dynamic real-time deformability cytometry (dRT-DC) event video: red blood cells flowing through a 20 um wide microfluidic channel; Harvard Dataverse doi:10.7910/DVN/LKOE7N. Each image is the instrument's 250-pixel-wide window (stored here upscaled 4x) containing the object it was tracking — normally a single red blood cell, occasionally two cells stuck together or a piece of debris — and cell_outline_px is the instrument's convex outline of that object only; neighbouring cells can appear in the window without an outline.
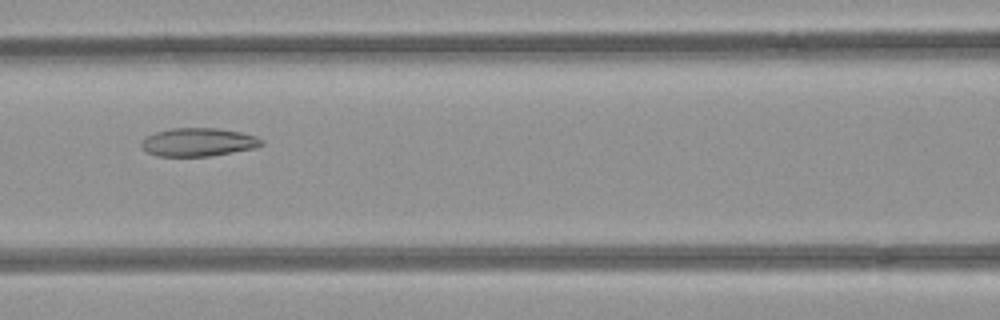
{"species": "common noctule bat (a hibernating species)", "species_latin": "Nyctalus noctula", "temperature_condition": "room temperature", "stored_images_in_passage": 38, "camera_frame_rate_fps": 3000, "um_per_image_px": 0.085, "animal": {"sex": "female", "body_mass_g": 21.9}, "frame": {"image": 1, "passage_image": 9, "time_ms": 2.667, "image_size_px": [1000, 320], "cell_outline_px": [[264, 144], [256, 148], [212, 156], [156, 156], [148, 152], [140, 144], [148, 136], [156, 132], [172, 128], [216, 128], [240, 132], [256, 136], [264, 140]], "centroid_in_image_um": [16.91, 12.09], "position_along_channel_um": 149.7, "area_um2": 19.77}}
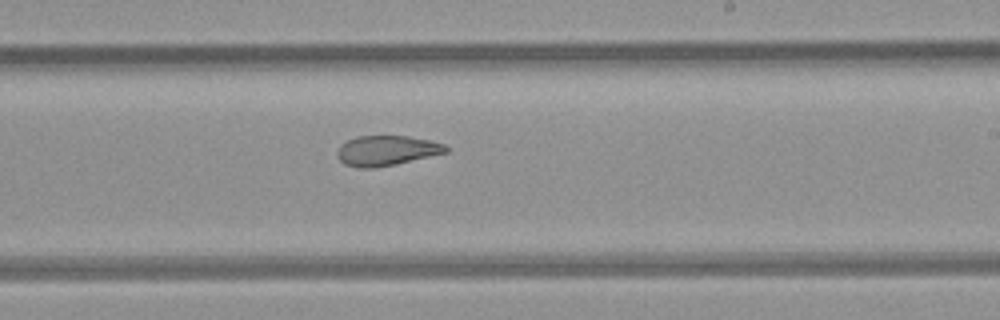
{"frame": {"image": 2, "passage_image": 17, "time_ms": 5.333, "image_size_px": [1000, 320], "cell_outline_px": [[448, 152], [396, 164], [376, 168], [360, 168], [344, 164], [340, 160], [336, 152], [340, 144], [356, 136], [408, 136], [428, 140], [444, 144], [448, 148]], "centroid_in_image_um": [32.83, 12.8], "position_along_channel_um": 256.2, "area_um2": 19.02}}
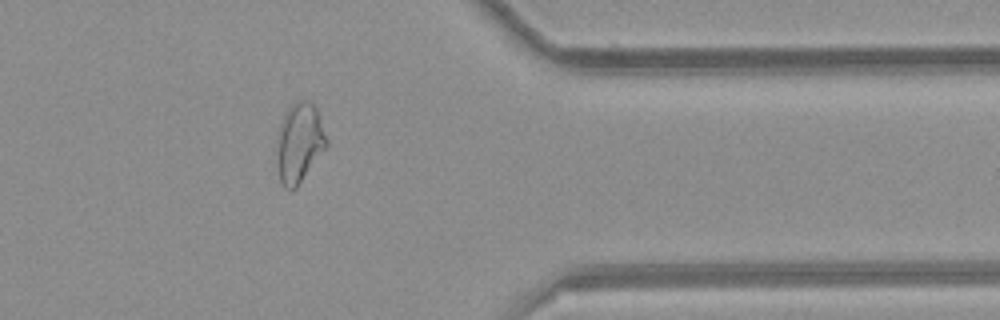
{"frame": {"image": 3, "passage_image": 28, "time_ms": 9.0, "image_size_px": [1000, 320], "cell_outline_px": [[328, 144], [296, 188], [284, 188], [280, 180], [276, 156], [276, 136], [280, 124], [288, 108], [292, 104], [300, 100], [308, 100], [316, 108], [320, 116], [328, 140]], "centroid_in_image_um": [25.43, 12.12], "position_along_channel_um": 386.0, "area_um2": 23.0}, "authors_computed_cell_mechanics": {"area_um2": 21.2704, "velocity_mm_per_s": 3.9903, "shape_relaxation_time_tau1_ms": null, "shape_relaxation_time_tau2_ms": 3.2742, "deformation_change_tau1": null, "deformation_change_tau2": 0.1017}}